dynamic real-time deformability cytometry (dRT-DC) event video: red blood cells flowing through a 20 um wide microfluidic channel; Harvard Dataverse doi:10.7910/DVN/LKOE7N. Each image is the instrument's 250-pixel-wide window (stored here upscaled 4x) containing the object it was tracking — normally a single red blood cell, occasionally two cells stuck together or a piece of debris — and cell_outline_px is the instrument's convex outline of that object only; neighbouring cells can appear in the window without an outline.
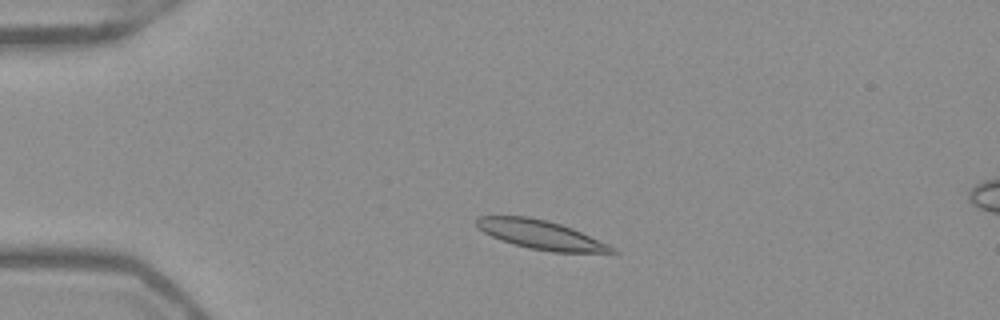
{"species": "Egyptian fruit bat (a non-hibernating species)", "species_latin": "Rousettus aegyptiacus", "temperature_condition": "warm", "stored_images_in_passage": 13, "camera_frame_rate_fps": 3000, "um_per_image_px": 0.085, "frame": {"image": 1, "passage_image": 8, "time_ms": 2.333, "image_size_px": [1000, 320], "cell_outline_px": [[620, 252], [552, 252], [528, 248], [500, 240], [484, 232], [476, 224], [476, 220], [480, 216], [528, 216], [548, 220], [572, 228], [608, 244], [616, 248]], "centroid_in_image_um": [45.97, 19.95], "position_along_channel_um": 39.0, "area_um2": 22.6}}